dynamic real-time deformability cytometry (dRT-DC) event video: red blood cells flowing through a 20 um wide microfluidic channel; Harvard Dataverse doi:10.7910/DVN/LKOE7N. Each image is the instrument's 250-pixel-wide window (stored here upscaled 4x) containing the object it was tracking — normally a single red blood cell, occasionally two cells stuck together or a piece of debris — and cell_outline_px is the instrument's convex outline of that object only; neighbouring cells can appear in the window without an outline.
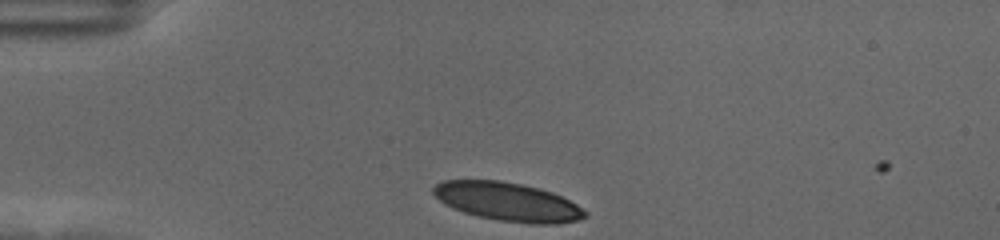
{"species": "human", "species_latin": "Homo sapiens", "temperature_condition": "cold", "stored_images_in_passage": 34, "camera_frame_rate_fps": 3000, "um_per_image_px": 0.085, "donor": {"sex": "female"}, "frame": {"image": 1, "passage_image": 1, "time_ms": 0.0, "image_size_px": [1000, 240], "cell_outline_px": [[588, 216], [580, 220], [556, 224], [528, 224], [500, 220], [476, 216], [452, 208], [444, 204], [432, 192], [432, 188], [436, 184], [444, 180], [500, 180], [520, 184], [552, 192], [576, 204], [588, 212]], "centroid_in_image_um": [43.16, 17.16], "position_along_channel_um": 41.8, "area_um2": 34.1}}
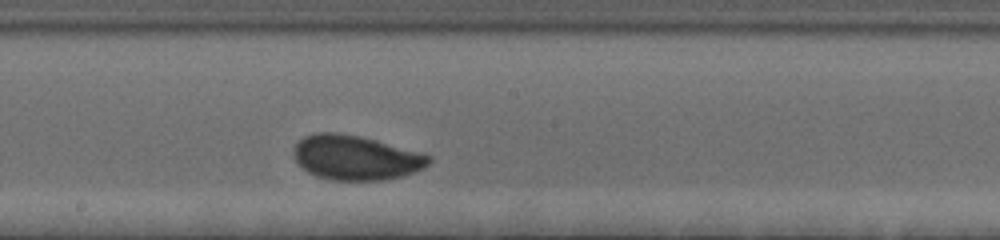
{"frame": {"image": 2, "passage_image": 19, "time_ms": 6.0, "image_size_px": [1000, 240], "cell_outline_px": [[432, 160], [424, 168], [404, 176], [388, 180], [332, 180], [316, 176], [308, 172], [296, 160], [292, 152], [292, 148], [304, 136], [316, 132], [336, 132], [360, 136], [424, 152], [432, 156]], "centroid_in_image_um": [30.28, 13.39], "position_along_channel_um": 217.9, "area_um2": 35.55}}
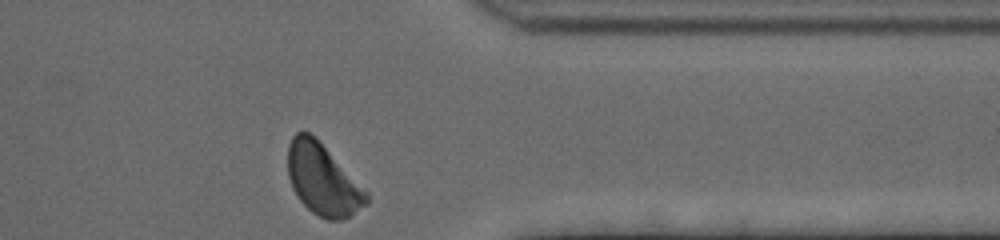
{"frame": {"image": 3, "passage_image": 34, "time_ms": 11.0, "image_size_px": [1000, 240], "cell_outline_px": [[368, 204], [344, 220], [328, 220], [312, 212], [296, 196], [292, 188], [288, 176], [288, 144], [292, 136], [296, 132], [308, 132], [368, 192]], "centroid_in_image_um": [27.42, 15.32], "position_along_channel_um": 384.0, "area_um2": 31.96}, "authors_computed_cell_mechanics": {"area_um2": 34.6511, "velocity_mm_per_s": 3.4805, "shape_relaxation_time_tau1_ms": 2.6976, "shape_relaxation_time_tau2_ms": 0.6483, "deformation_change_tau1": 0.1138, "deformation_change_tau2": 0.0504}}